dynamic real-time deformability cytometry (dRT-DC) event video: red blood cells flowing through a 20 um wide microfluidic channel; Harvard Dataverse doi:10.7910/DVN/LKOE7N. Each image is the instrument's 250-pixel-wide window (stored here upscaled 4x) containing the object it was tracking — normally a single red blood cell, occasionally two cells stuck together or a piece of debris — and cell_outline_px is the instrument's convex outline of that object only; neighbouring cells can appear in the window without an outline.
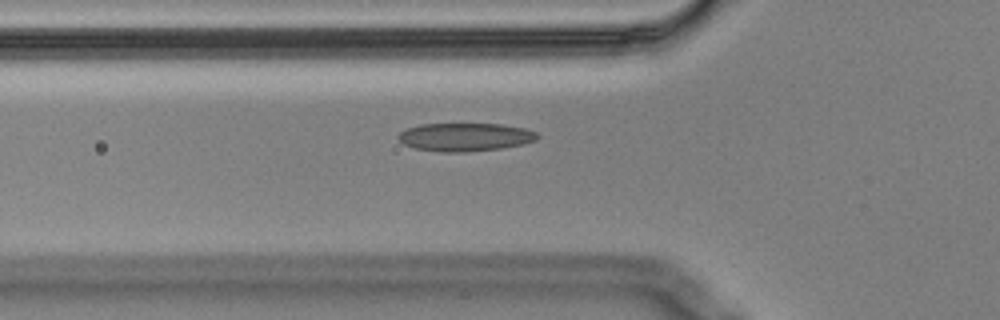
{"species": "Egyptian fruit bat (a non-hibernating species)", "species_latin": "Rousettus aegyptiacus", "temperature_condition": "cold", "stored_images_in_passage": 5, "camera_frame_rate_fps": 3000, "um_per_image_px": 0.085, "animal": {"sex": "male"}, "frame": {"image": 1, "passage_image": 5, "time_ms": 1.333, "image_size_px": [1000, 320], "cell_outline_px": [[540, 136], [536, 140], [524, 144], [500, 148], [464, 152], [440, 152], [416, 148], [404, 144], [396, 136], [404, 128], [420, 124], [500, 124], [524, 128], [536, 132]], "centroid_in_image_um": [39.52, 11.64], "position_along_channel_um": 86.3, "area_um2": 22.89}}